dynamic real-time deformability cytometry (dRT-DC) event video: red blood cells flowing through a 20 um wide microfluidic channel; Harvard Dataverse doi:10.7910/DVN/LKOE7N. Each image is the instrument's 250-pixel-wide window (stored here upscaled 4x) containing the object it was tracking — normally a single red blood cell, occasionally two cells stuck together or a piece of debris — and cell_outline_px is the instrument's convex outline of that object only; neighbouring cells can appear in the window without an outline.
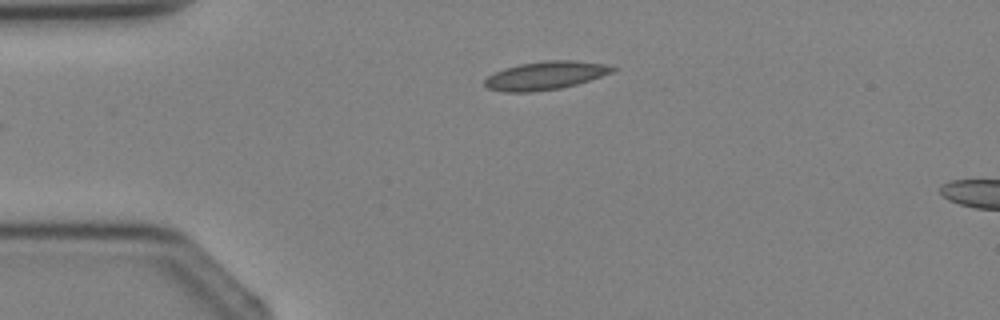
{"species": "Egyptian fruit bat (a non-hibernating species)", "species_latin": "Rousettus aegyptiacus", "temperature_condition": "cold", "stored_images_in_passage": 2, "camera_frame_rate_fps": 3000, "um_per_image_px": 0.085, "animal": {"sex": "female"}, "frame": {"image": 1, "passage_image": 1, "time_ms": 0.0, "image_size_px": [1000, 320], "cell_outline_px": [[616, 68], [612, 72], [576, 84], [560, 88], [532, 92], [504, 92], [488, 88], [484, 84], [484, 80], [488, 76], [504, 68], [520, 64], [544, 60], [572, 60], [608, 64]], "centroid_in_image_um": [46.34, 6.41], "position_along_channel_um": 38.7, "area_um2": 20.92}}